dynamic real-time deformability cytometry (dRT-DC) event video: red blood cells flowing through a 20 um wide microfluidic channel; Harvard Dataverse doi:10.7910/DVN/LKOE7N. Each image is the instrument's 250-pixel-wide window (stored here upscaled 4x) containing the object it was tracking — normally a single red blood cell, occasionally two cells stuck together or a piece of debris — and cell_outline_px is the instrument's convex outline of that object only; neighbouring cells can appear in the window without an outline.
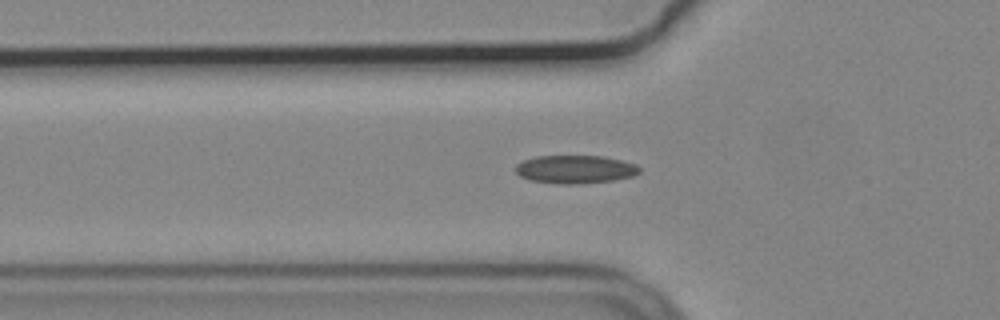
{"species": "common noctule bat (a hibernating species)", "species_latin": "Nyctalus noctula", "temperature_condition": "cold", "stored_images_in_passage": 41, "camera_frame_rate_fps": 3000, "um_per_image_px": 0.085, "animal": {"sex": "male", "body_mass_g": 19.2, "forearm_length_mm": 51.8}, "frame": {"image": 1, "passage_image": 5, "time_ms": 1.333, "image_size_px": [1000, 320], "cell_outline_px": [[640, 172], [632, 176], [612, 180], [572, 184], [564, 184], [528, 180], [520, 176], [516, 172], [516, 164], [524, 160], [536, 156], [604, 156], [636, 164], [640, 168]], "centroid_in_image_um": [48.87, 14.38], "position_along_channel_um": 76.9, "area_um2": 20.17}}
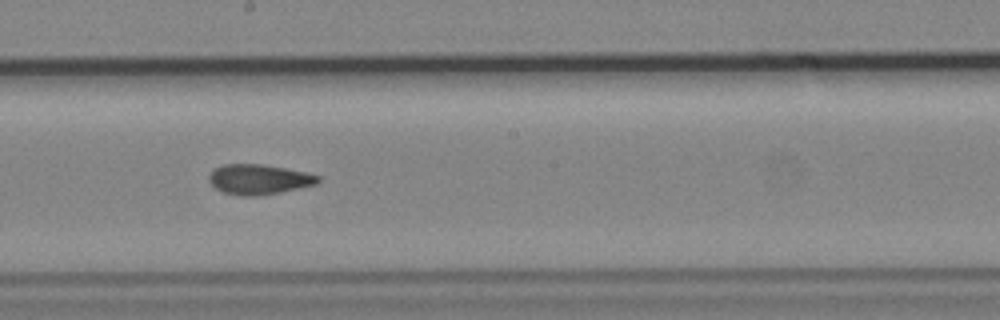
{"frame": {"image": 2, "passage_image": 17, "time_ms": 5.333, "image_size_px": [1000, 320], "cell_outline_px": [[320, 180], [316, 184], [280, 192], [256, 196], [244, 196], [224, 192], [216, 188], [208, 180], [208, 176], [216, 168], [224, 164], [260, 164], [308, 172], [320, 176]], "centroid_in_image_um": [22.02, 15.24], "position_along_channel_um": 226.2, "area_um2": 18.9}}
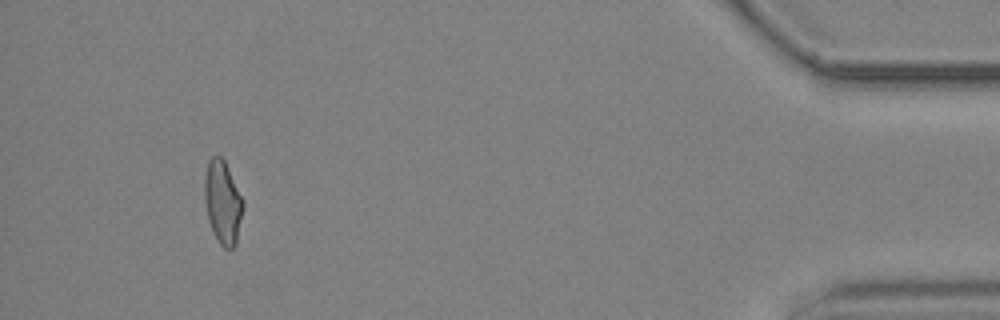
{"frame": {"image": 3, "passage_image": 38, "time_ms": 12.333, "image_size_px": [1000, 320], "cell_outline_px": [[244, 208], [236, 244], [232, 248], [224, 248], [220, 244], [208, 220], [204, 200], [204, 180], [208, 160], [212, 156], [220, 156], [224, 160], [244, 200]], "centroid_in_image_um": [18.94, 17.18], "position_along_channel_um": 416.3, "area_um2": 18.73}, "authors_computed_cell_mechanics": {"area_um2": 18.9006, "velocity_mm_per_s": 3.7148, "shape_relaxation_time_tau1_ms": null, "shape_relaxation_time_tau2_ms": 3.1062, "deformation_change_tau1": null, "deformation_change_tau2": 0.0938}}